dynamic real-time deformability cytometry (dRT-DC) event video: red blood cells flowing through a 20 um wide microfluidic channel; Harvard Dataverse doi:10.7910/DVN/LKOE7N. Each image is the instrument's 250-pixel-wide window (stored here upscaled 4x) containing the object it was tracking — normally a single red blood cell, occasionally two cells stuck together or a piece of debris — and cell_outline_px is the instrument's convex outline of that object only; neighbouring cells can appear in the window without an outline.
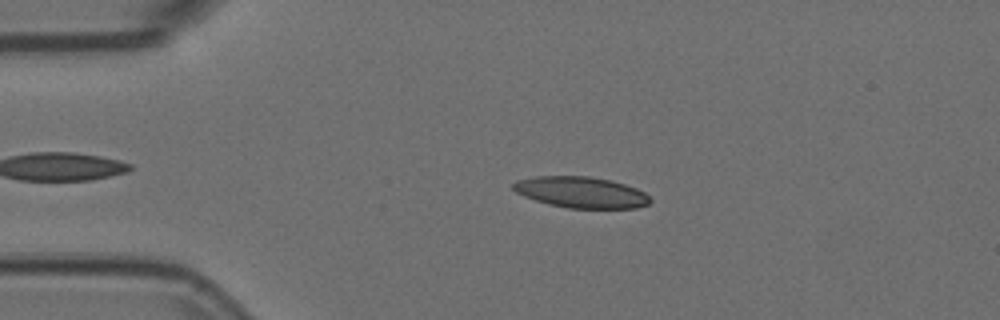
{"species": "Egyptian fruit bat (a non-hibernating species)", "species_latin": "Rousettus aegyptiacus", "temperature_condition": "room temperature", "stored_images_in_passage": 48, "camera_frame_rate_fps": 3000, "um_per_image_px": 0.085, "animal": {"sex": "female"}, "frame": {"image": 1, "passage_image": 11, "time_ms": 3.333, "image_size_px": [1000, 320], "cell_outline_px": [[652, 200], [648, 204], [636, 208], [568, 208], [548, 204], [524, 196], [516, 192], [512, 188], [512, 184], [516, 180], [536, 176], [588, 176], [612, 180], [636, 188], [644, 192]], "centroid_in_image_um": [49.38, 16.34], "position_along_channel_um": 35.6, "area_um2": 24.85}}
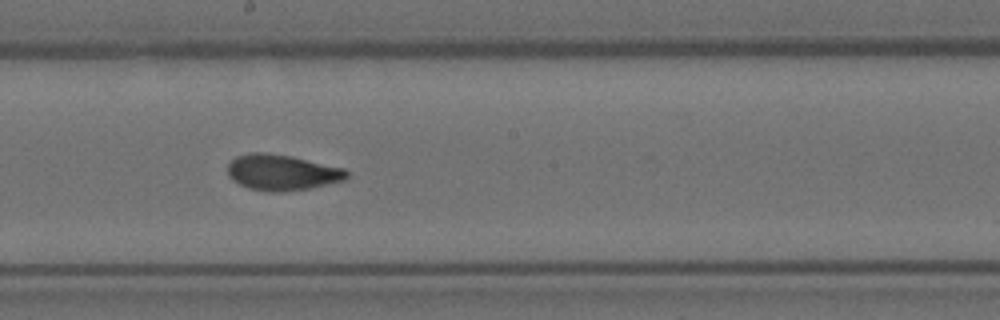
{"frame": {"image": 2, "passage_image": 29, "time_ms": 9.333, "image_size_px": [1000, 320], "cell_outline_px": [[348, 176], [344, 180], [308, 188], [280, 192], [268, 192], [248, 188], [232, 180], [228, 176], [228, 164], [236, 156], [248, 152], [268, 152], [292, 156], [344, 168], [348, 172]], "centroid_in_image_um": [23.93, 14.64], "position_along_channel_um": 224.3, "area_um2": 24.91}}
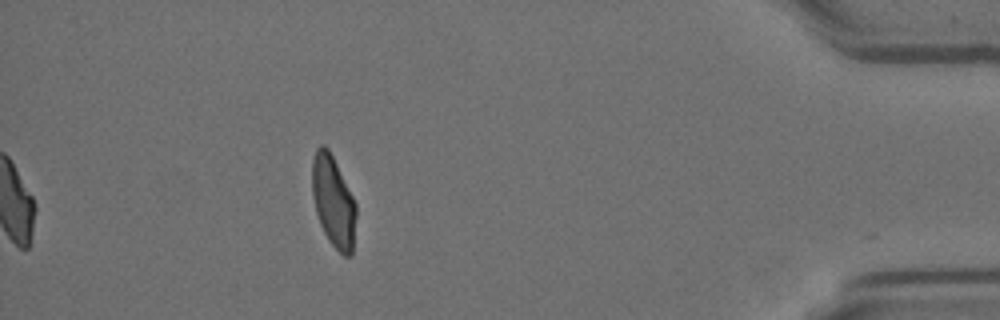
{"frame": {"image": 3, "passage_image": 48, "time_ms": 15.667, "image_size_px": [1000, 320], "cell_outline_px": [[356, 216], [352, 256], [344, 256], [328, 240], [320, 224], [316, 212], [312, 196], [312, 160], [316, 148], [320, 144], [324, 144], [328, 148], [356, 204]], "centroid_in_image_um": [28.32, 17.13], "position_along_channel_um": 406.9, "area_um2": 23.24}, "authors_computed_cell_mechanics": {"area_um2": 24.6228, "velocity_mm_per_s": 3.7401, "shape_relaxation_time_tau1_ms": 7.7033, "shape_relaxation_time_tau2_ms": 1.55, "deformation_change_tau1": 0.1989, "deformation_change_tau2": 0.0787}}